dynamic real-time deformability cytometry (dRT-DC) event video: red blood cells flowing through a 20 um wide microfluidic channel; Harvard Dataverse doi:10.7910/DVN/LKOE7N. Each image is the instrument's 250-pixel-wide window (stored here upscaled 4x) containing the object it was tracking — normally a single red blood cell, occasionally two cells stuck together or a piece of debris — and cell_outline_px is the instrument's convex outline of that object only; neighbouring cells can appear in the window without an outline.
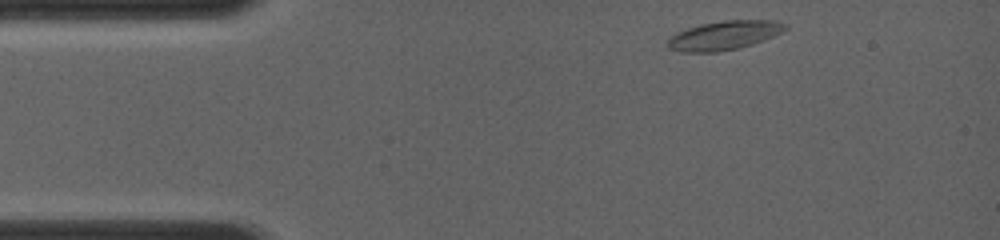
{"species": "common noctule bat (a hibernating species)", "species_latin": "Nyctalus noctula", "temperature_condition": "room temperature", "stored_images_in_passage": 56, "camera_frame_rate_fps": 4000, "um_per_image_px": 0.085, "animal": {"sex": "female", "body_mass_g": 19.0, "forearm_length_mm": 56.7}, "frame": {"image": 1, "passage_image": 1, "time_ms": 0.0, "image_size_px": [1000, 240], "cell_outline_px": [[788, 28], [764, 40], [752, 44], [736, 48], [716, 52], [680, 52], [668, 48], [668, 36], [676, 32], [700, 24], [724, 20], [776, 20], [788, 24]], "centroid_in_image_um": [61.53, 3.0], "position_along_channel_um": 23.5, "area_um2": 19.88}}
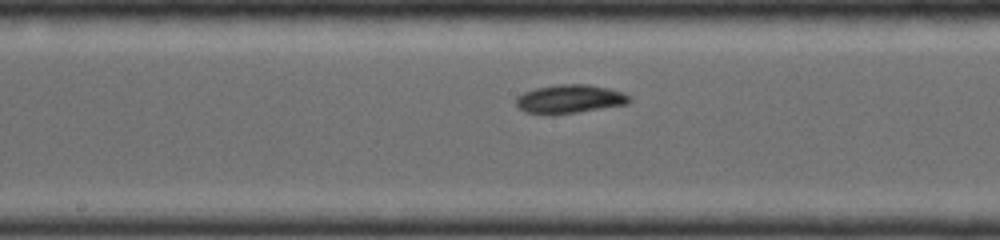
{"frame": {"image": 2, "passage_image": 27, "time_ms": 5.25, "image_size_px": [1000, 240], "cell_outline_px": [[632, 100], [628, 104], [552, 116], [548, 116], [524, 112], [516, 104], [516, 96], [524, 92], [536, 88], [560, 84], [588, 84], [608, 88], [624, 92], [632, 96]], "centroid_in_image_um": [48.43, 8.43], "position_along_channel_um": 199.8, "area_um2": 19.31}}
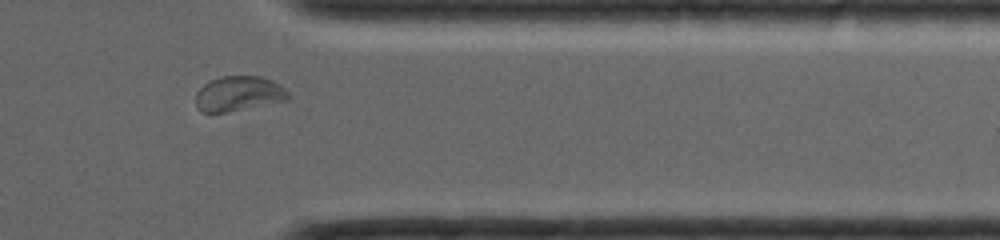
{"frame": {"image": 3, "passage_image": 48, "time_ms": 9.5, "image_size_px": [1000, 240], "cell_outline_px": [[292, 96], [288, 100], [224, 112], [200, 112], [196, 108], [196, 92], [204, 84], [220, 76], [260, 76], [272, 80], [280, 84]], "centroid_in_image_um": [20.29, 7.95], "position_along_channel_um": 391.1, "area_um2": 18.84}}